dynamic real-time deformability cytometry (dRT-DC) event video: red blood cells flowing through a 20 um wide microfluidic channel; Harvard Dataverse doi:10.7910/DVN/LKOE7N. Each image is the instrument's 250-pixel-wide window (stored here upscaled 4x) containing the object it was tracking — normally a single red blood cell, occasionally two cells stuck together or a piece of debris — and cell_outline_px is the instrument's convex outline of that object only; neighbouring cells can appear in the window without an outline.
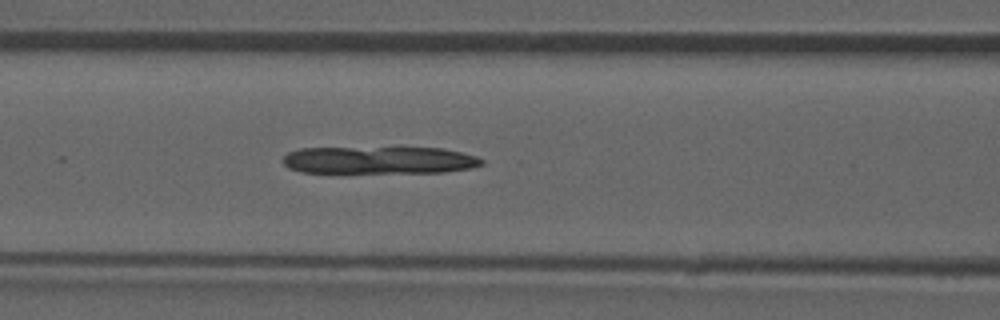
{"species": "common noctule bat (a hibernating species)", "species_latin": "Nyctalus noctula", "temperature_condition": "room temperature", "stored_images_in_passage": 51, "camera_frame_rate_fps": 3000, "um_per_image_px": 0.085, "animal": {"sex": "male", "forearm_length_mm": 52.5}, "frame": {"image": 1, "passage_image": 21, "time_ms": 6.667, "image_size_px": [1000, 320], "cell_outline_px": [[484, 164], [468, 168], [444, 172], [300, 172], [288, 168], [284, 164], [284, 156], [288, 152], [300, 148], [404, 144], [444, 148], [476, 156], [484, 160]], "centroid_in_image_um": [32.24, 13.54], "position_along_channel_um": 134.4, "area_um2": 33.52}}
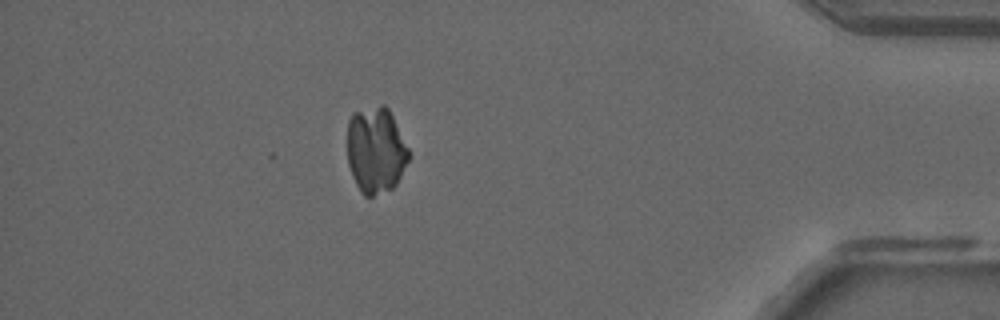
{"frame": {"image": 2, "passage_image": 45, "time_ms": 14.667, "image_size_px": [1000, 320], "cell_outline_px": [[412, 156], [396, 184], [392, 188], [372, 196], [364, 196], [360, 192], [352, 176], [348, 164], [348, 120], [352, 112], [380, 104], [384, 104], [388, 108]], "centroid_in_image_um": [31.94, 12.76], "position_along_channel_um": 403.3, "area_um2": 31.1}}